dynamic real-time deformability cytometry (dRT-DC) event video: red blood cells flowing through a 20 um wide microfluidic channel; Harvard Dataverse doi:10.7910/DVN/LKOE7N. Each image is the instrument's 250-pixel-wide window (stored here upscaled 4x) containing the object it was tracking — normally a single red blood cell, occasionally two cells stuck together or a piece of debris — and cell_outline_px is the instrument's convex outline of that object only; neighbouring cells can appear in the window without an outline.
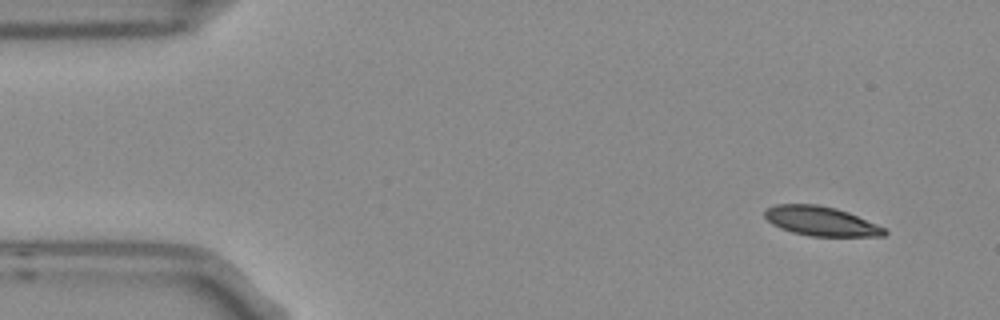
{"species": "Egyptian fruit bat (a non-hibernating species)", "species_latin": "Rousettus aegyptiacus", "temperature_condition": "room temperature", "stored_images_in_passage": 4, "segment_of_instrument_passage": [2, 2], "camera_frame_rate_fps": 3000, "um_per_image_px": 0.085, "frame": {"image": 1, "passage_image": 4, "time_ms": 1.0, "image_size_px": [1000, 320], "cell_outline_px": [[888, 232], [884, 236], [808, 236], [792, 232], [780, 228], [772, 224], [764, 216], [764, 212], [768, 208], [776, 204], [820, 204], [836, 208], [848, 212], [876, 224], [884, 228]], "centroid_in_image_um": [69.76, 18.79], "position_along_channel_um": 15.2, "area_um2": 20.46}}